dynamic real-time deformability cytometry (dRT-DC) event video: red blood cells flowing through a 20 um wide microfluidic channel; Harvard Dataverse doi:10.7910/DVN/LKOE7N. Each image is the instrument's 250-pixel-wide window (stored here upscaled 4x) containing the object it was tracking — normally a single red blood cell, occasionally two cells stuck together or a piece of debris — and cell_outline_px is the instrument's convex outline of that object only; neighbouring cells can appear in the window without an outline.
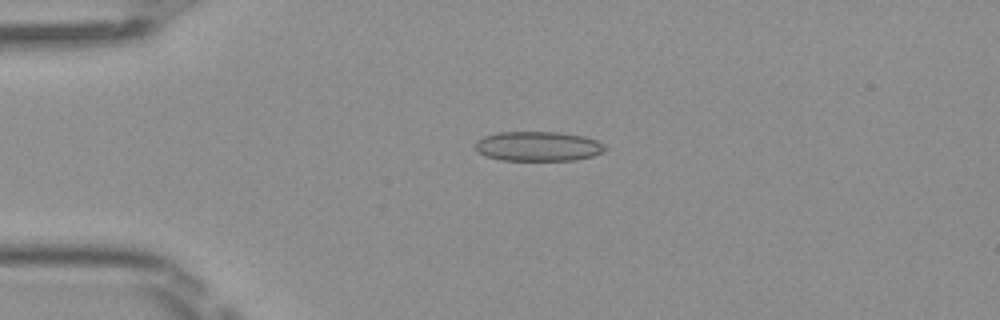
{"species": "Egyptian fruit bat (a non-hibernating species)", "species_latin": "Rousettus aegyptiacus", "temperature_condition": "room temperature", "stored_images_in_passage": 2, "camera_frame_rate_fps": 3000, "um_per_image_px": 0.085, "frame": {"image": 1, "passage_image": 1, "time_ms": 0.0, "image_size_px": [1000, 320], "cell_outline_px": [[608, 148], [604, 152], [592, 156], [576, 160], [500, 160], [488, 156], [480, 152], [476, 148], [476, 140], [484, 136], [496, 132], [560, 132], [584, 136], [596, 140], [604, 144]], "centroid_in_image_um": [45.78, 12.43], "position_along_channel_um": 39.2, "area_um2": 22.48}}